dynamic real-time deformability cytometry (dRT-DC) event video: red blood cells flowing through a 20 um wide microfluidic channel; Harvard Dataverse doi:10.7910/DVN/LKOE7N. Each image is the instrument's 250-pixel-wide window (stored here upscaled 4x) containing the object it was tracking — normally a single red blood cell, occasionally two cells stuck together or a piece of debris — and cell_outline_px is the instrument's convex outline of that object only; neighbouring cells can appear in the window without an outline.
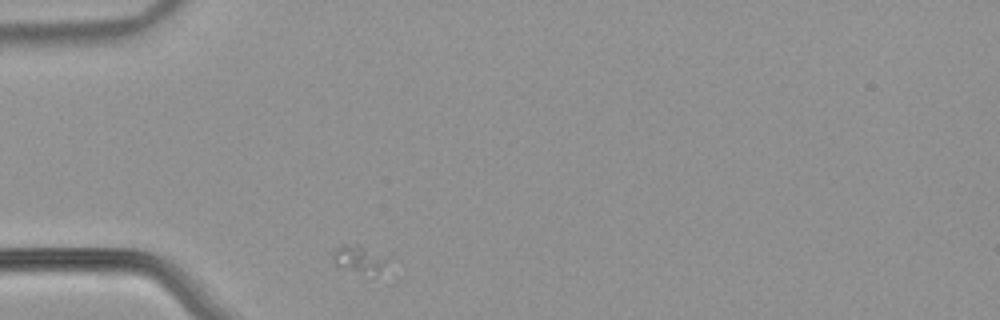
{"species": "common noctule bat (a hibernating species)", "species_latin": "Nyctalus noctula", "temperature_condition": "warm", "stored_images_in_passage": 31, "camera_frame_rate_fps": 3000, "um_per_image_px": 0.085, "animal": {"sex": "male", "body_mass_g": 21.5, "forearm_length_mm": 52.0}, "frame": {"image": 1, "passage_image": 1, "time_ms": 0.0, "image_size_px": [1000, 320], "cell_outline_px": [[392, 256], [368, 288], [336, 264], [332, 256], [332, 252], [340, 248], [360, 244]], "centroid_in_image_um": [30.7, 22.3], "position_along_channel_um": 54.3, "area_um2": 10.69}}
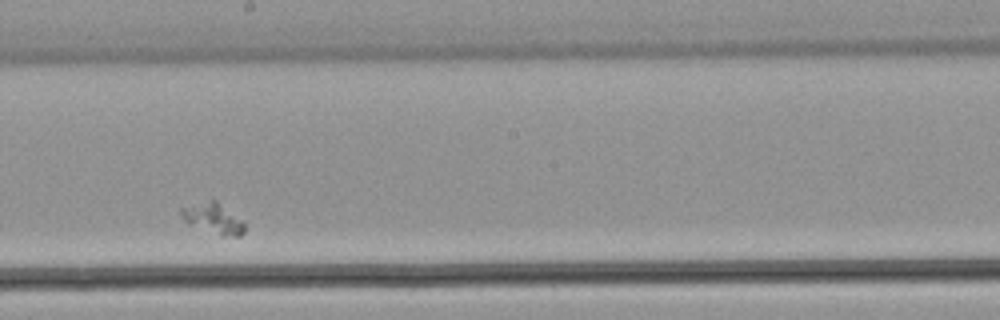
{"frame": {"image": 2, "passage_image": 18, "time_ms": 5.667, "image_size_px": [1000, 320], "cell_outline_px": [[244, 232], [240, 236], [224, 236], [188, 224], [184, 220], [180, 212], [180, 208], [208, 200], [216, 200], [244, 224]], "centroid_in_image_um": [18.08, 18.57], "position_along_channel_um": 230.1, "area_um2": 10.81}}
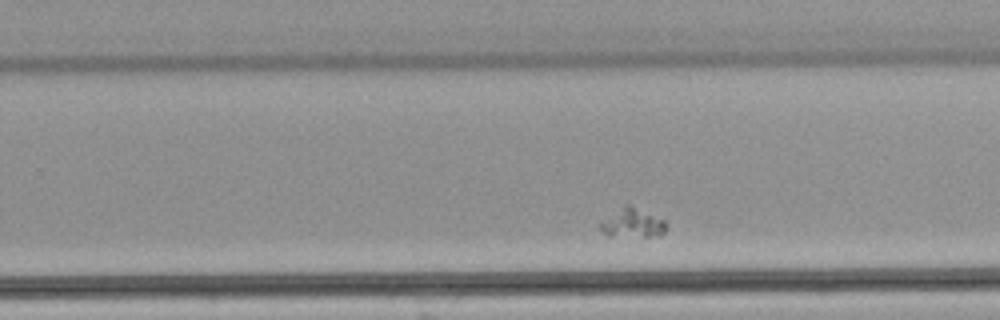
{"frame": {"image": 3, "passage_image": 22, "time_ms": 7.0, "image_size_px": [1000, 320], "cell_outline_px": [[664, 232], [660, 236], [608, 236], [596, 224], [624, 204], [628, 204], [664, 220]], "centroid_in_image_um": [53.69, 18.96], "position_along_channel_um": 276.1, "area_um2": 11.04}}